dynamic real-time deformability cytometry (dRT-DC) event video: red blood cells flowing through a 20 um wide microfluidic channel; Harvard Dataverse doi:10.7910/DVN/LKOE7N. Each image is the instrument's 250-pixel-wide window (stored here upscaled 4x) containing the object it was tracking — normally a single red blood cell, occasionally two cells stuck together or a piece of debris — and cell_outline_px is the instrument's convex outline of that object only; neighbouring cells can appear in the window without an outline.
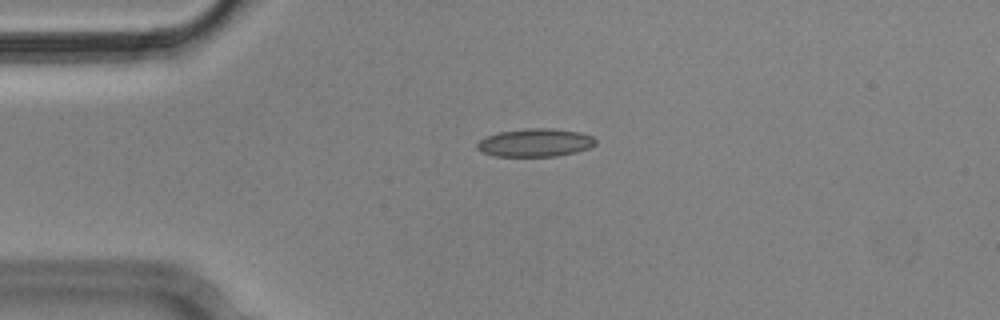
{"species": "Egyptian fruit bat (a non-hibernating species)", "species_latin": "Rousettus aegyptiacus", "temperature_condition": "cold", "stored_images_in_passage": 5, "camera_frame_rate_fps": 3000, "um_per_image_px": 0.085, "animal": {"sex": "male"}, "frame": {"image": 1, "passage_image": 4, "time_ms": 1.0, "image_size_px": [1000, 320], "cell_outline_px": [[596, 144], [588, 148], [576, 152], [556, 156], [496, 156], [484, 152], [476, 148], [476, 144], [480, 140], [488, 136], [500, 132], [524, 128], [552, 128], [580, 132], [592, 136], [596, 140]], "centroid_in_image_um": [45.52, 12.12], "position_along_channel_um": 39.5, "area_um2": 19.31}}